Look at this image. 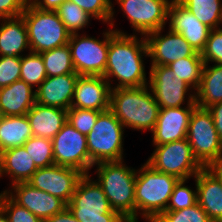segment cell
I'll return each instance as SVG.
<instances>
[{
  "label": "cell",
  "instance_id": "15",
  "mask_svg": "<svg viewBox=\"0 0 222 222\" xmlns=\"http://www.w3.org/2000/svg\"><path fill=\"white\" fill-rule=\"evenodd\" d=\"M84 174L74 168L52 165L39 168L27 181L32 187L47 192L68 204L78 181Z\"/></svg>",
  "mask_w": 222,
  "mask_h": 222
},
{
  "label": "cell",
  "instance_id": "23",
  "mask_svg": "<svg viewBox=\"0 0 222 222\" xmlns=\"http://www.w3.org/2000/svg\"><path fill=\"white\" fill-rule=\"evenodd\" d=\"M23 80L0 88V108L5 116L26 115L36 103V91Z\"/></svg>",
  "mask_w": 222,
  "mask_h": 222
},
{
  "label": "cell",
  "instance_id": "18",
  "mask_svg": "<svg viewBox=\"0 0 222 222\" xmlns=\"http://www.w3.org/2000/svg\"><path fill=\"white\" fill-rule=\"evenodd\" d=\"M111 88L103 76L80 75L75 85L71 107L106 111L110 108Z\"/></svg>",
  "mask_w": 222,
  "mask_h": 222
},
{
  "label": "cell",
  "instance_id": "10",
  "mask_svg": "<svg viewBox=\"0 0 222 222\" xmlns=\"http://www.w3.org/2000/svg\"><path fill=\"white\" fill-rule=\"evenodd\" d=\"M103 37L104 39L100 40L85 34H71L68 45L72 63L78 75H104L110 42V29L103 32Z\"/></svg>",
  "mask_w": 222,
  "mask_h": 222
},
{
  "label": "cell",
  "instance_id": "7",
  "mask_svg": "<svg viewBox=\"0 0 222 222\" xmlns=\"http://www.w3.org/2000/svg\"><path fill=\"white\" fill-rule=\"evenodd\" d=\"M124 126L108 109L100 112L92 130L87 135V147L91 161L123 160Z\"/></svg>",
  "mask_w": 222,
  "mask_h": 222
},
{
  "label": "cell",
  "instance_id": "31",
  "mask_svg": "<svg viewBox=\"0 0 222 222\" xmlns=\"http://www.w3.org/2000/svg\"><path fill=\"white\" fill-rule=\"evenodd\" d=\"M21 57L20 80L32 87H39L47 78L43 58L40 53L28 52Z\"/></svg>",
  "mask_w": 222,
  "mask_h": 222
},
{
  "label": "cell",
  "instance_id": "47",
  "mask_svg": "<svg viewBox=\"0 0 222 222\" xmlns=\"http://www.w3.org/2000/svg\"><path fill=\"white\" fill-rule=\"evenodd\" d=\"M5 114L4 112L2 111V109L0 108V122L5 118Z\"/></svg>",
  "mask_w": 222,
  "mask_h": 222
},
{
  "label": "cell",
  "instance_id": "4",
  "mask_svg": "<svg viewBox=\"0 0 222 222\" xmlns=\"http://www.w3.org/2000/svg\"><path fill=\"white\" fill-rule=\"evenodd\" d=\"M124 160L104 161L97 166V182L101 185L111 208L129 222H135V182L137 170ZM132 168V169H131Z\"/></svg>",
  "mask_w": 222,
  "mask_h": 222
},
{
  "label": "cell",
  "instance_id": "17",
  "mask_svg": "<svg viewBox=\"0 0 222 222\" xmlns=\"http://www.w3.org/2000/svg\"><path fill=\"white\" fill-rule=\"evenodd\" d=\"M168 20L169 29L181 34L196 52L201 53L204 50L211 28L201 23L178 0H172Z\"/></svg>",
  "mask_w": 222,
  "mask_h": 222
},
{
  "label": "cell",
  "instance_id": "6",
  "mask_svg": "<svg viewBox=\"0 0 222 222\" xmlns=\"http://www.w3.org/2000/svg\"><path fill=\"white\" fill-rule=\"evenodd\" d=\"M21 17L27 28L31 52L42 53L68 44L71 33L56 11L38 9L28 1Z\"/></svg>",
  "mask_w": 222,
  "mask_h": 222
},
{
  "label": "cell",
  "instance_id": "42",
  "mask_svg": "<svg viewBox=\"0 0 222 222\" xmlns=\"http://www.w3.org/2000/svg\"><path fill=\"white\" fill-rule=\"evenodd\" d=\"M207 109L213 117L214 126L218 132L220 140L222 141V102L213 104Z\"/></svg>",
  "mask_w": 222,
  "mask_h": 222
},
{
  "label": "cell",
  "instance_id": "48",
  "mask_svg": "<svg viewBox=\"0 0 222 222\" xmlns=\"http://www.w3.org/2000/svg\"><path fill=\"white\" fill-rule=\"evenodd\" d=\"M2 149H1V147H0V160H1V157H2Z\"/></svg>",
  "mask_w": 222,
  "mask_h": 222
},
{
  "label": "cell",
  "instance_id": "39",
  "mask_svg": "<svg viewBox=\"0 0 222 222\" xmlns=\"http://www.w3.org/2000/svg\"><path fill=\"white\" fill-rule=\"evenodd\" d=\"M204 64H222V26L211 29L206 46L201 52Z\"/></svg>",
  "mask_w": 222,
  "mask_h": 222
},
{
  "label": "cell",
  "instance_id": "19",
  "mask_svg": "<svg viewBox=\"0 0 222 222\" xmlns=\"http://www.w3.org/2000/svg\"><path fill=\"white\" fill-rule=\"evenodd\" d=\"M197 105L185 108H160L153 133V145H162L187 138V129L193 110Z\"/></svg>",
  "mask_w": 222,
  "mask_h": 222
},
{
  "label": "cell",
  "instance_id": "41",
  "mask_svg": "<svg viewBox=\"0 0 222 222\" xmlns=\"http://www.w3.org/2000/svg\"><path fill=\"white\" fill-rule=\"evenodd\" d=\"M29 0H0V19L19 17Z\"/></svg>",
  "mask_w": 222,
  "mask_h": 222
},
{
  "label": "cell",
  "instance_id": "9",
  "mask_svg": "<svg viewBox=\"0 0 222 222\" xmlns=\"http://www.w3.org/2000/svg\"><path fill=\"white\" fill-rule=\"evenodd\" d=\"M155 147L146 163L158 172L189 180L204 168L194 157L187 138Z\"/></svg>",
  "mask_w": 222,
  "mask_h": 222
},
{
  "label": "cell",
  "instance_id": "12",
  "mask_svg": "<svg viewBox=\"0 0 222 222\" xmlns=\"http://www.w3.org/2000/svg\"><path fill=\"white\" fill-rule=\"evenodd\" d=\"M55 165L71 167L89 174L94 166L88 153L87 136L66 122L52 139Z\"/></svg>",
  "mask_w": 222,
  "mask_h": 222
},
{
  "label": "cell",
  "instance_id": "34",
  "mask_svg": "<svg viewBox=\"0 0 222 222\" xmlns=\"http://www.w3.org/2000/svg\"><path fill=\"white\" fill-rule=\"evenodd\" d=\"M76 3L94 19L108 23L114 31V4L111 0H67Z\"/></svg>",
  "mask_w": 222,
  "mask_h": 222
},
{
  "label": "cell",
  "instance_id": "35",
  "mask_svg": "<svg viewBox=\"0 0 222 222\" xmlns=\"http://www.w3.org/2000/svg\"><path fill=\"white\" fill-rule=\"evenodd\" d=\"M154 222H213L196 203L192 207L163 212Z\"/></svg>",
  "mask_w": 222,
  "mask_h": 222
},
{
  "label": "cell",
  "instance_id": "16",
  "mask_svg": "<svg viewBox=\"0 0 222 222\" xmlns=\"http://www.w3.org/2000/svg\"><path fill=\"white\" fill-rule=\"evenodd\" d=\"M11 188V190H5V192L16 203L27 208L43 221L63 211L67 207V204L63 200L36 189L27 182L15 183Z\"/></svg>",
  "mask_w": 222,
  "mask_h": 222
},
{
  "label": "cell",
  "instance_id": "3",
  "mask_svg": "<svg viewBox=\"0 0 222 222\" xmlns=\"http://www.w3.org/2000/svg\"><path fill=\"white\" fill-rule=\"evenodd\" d=\"M178 181L177 177L158 172L146 162L140 169H137L135 182V222H138V213L146 221L154 222L165 212L174 186Z\"/></svg>",
  "mask_w": 222,
  "mask_h": 222
},
{
  "label": "cell",
  "instance_id": "2",
  "mask_svg": "<svg viewBox=\"0 0 222 222\" xmlns=\"http://www.w3.org/2000/svg\"><path fill=\"white\" fill-rule=\"evenodd\" d=\"M149 86L111 88L110 110L124 128L153 131L160 107ZM151 92V93H150Z\"/></svg>",
  "mask_w": 222,
  "mask_h": 222
},
{
  "label": "cell",
  "instance_id": "36",
  "mask_svg": "<svg viewBox=\"0 0 222 222\" xmlns=\"http://www.w3.org/2000/svg\"><path fill=\"white\" fill-rule=\"evenodd\" d=\"M0 207L4 210L9 222H44L27 208L16 203L5 191L0 193Z\"/></svg>",
  "mask_w": 222,
  "mask_h": 222
},
{
  "label": "cell",
  "instance_id": "38",
  "mask_svg": "<svg viewBox=\"0 0 222 222\" xmlns=\"http://www.w3.org/2000/svg\"><path fill=\"white\" fill-rule=\"evenodd\" d=\"M100 111L70 107L67 110V122L84 135L92 130Z\"/></svg>",
  "mask_w": 222,
  "mask_h": 222
},
{
  "label": "cell",
  "instance_id": "8",
  "mask_svg": "<svg viewBox=\"0 0 222 222\" xmlns=\"http://www.w3.org/2000/svg\"><path fill=\"white\" fill-rule=\"evenodd\" d=\"M187 139L194 157L204 168L222 163V141L208 109L197 106L193 110L187 129Z\"/></svg>",
  "mask_w": 222,
  "mask_h": 222
},
{
  "label": "cell",
  "instance_id": "24",
  "mask_svg": "<svg viewBox=\"0 0 222 222\" xmlns=\"http://www.w3.org/2000/svg\"><path fill=\"white\" fill-rule=\"evenodd\" d=\"M0 21V56L22 57L24 50L30 51L24 19L19 16Z\"/></svg>",
  "mask_w": 222,
  "mask_h": 222
},
{
  "label": "cell",
  "instance_id": "11",
  "mask_svg": "<svg viewBox=\"0 0 222 222\" xmlns=\"http://www.w3.org/2000/svg\"><path fill=\"white\" fill-rule=\"evenodd\" d=\"M148 82L149 90L160 108H179L185 100L187 105H196L193 88L185 81L179 80L168 66H151Z\"/></svg>",
  "mask_w": 222,
  "mask_h": 222
},
{
  "label": "cell",
  "instance_id": "40",
  "mask_svg": "<svg viewBox=\"0 0 222 222\" xmlns=\"http://www.w3.org/2000/svg\"><path fill=\"white\" fill-rule=\"evenodd\" d=\"M21 57L0 56V88L20 80Z\"/></svg>",
  "mask_w": 222,
  "mask_h": 222
},
{
  "label": "cell",
  "instance_id": "13",
  "mask_svg": "<svg viewBox=\"0 0 222 222\" xmlns=\"http://www.w3.org/2000/svg\"><path fill=\"white\" fill-rule=\"evenodd\" d=\"M141 37L165 27L172 0H115Z\"/></svg>",
  "mask_w": 222,
  "mask_h": 222
},
{
  "label": "cell",
  "instance_id": "26",
  "mask_svg": "<svg viewBox=\"0 0 222 222\" xmlns=\"http://www.w3.org/2000/svg\"><path fill=\"white\" fill-rule=\"evenodd\" d=\"M222 102V64L203 65L201 82L195 92V103L199 108Z\"/></svg>",
  "mask_w": 222,
  "mask_h": 222
},
{
  "label": "cell",
  "instance_id": "5",
  "mask_svg": "<svg viewBox=\"0 0 222 222\" xmlns=\"http://www.w3.org/2000/svg\"><path fill=\"white\" fill-rule=\"evenodd\" d=\"M67 207L79 222H129L111 208L101 185L91 174L80 178Z\"/></svg>",
  "mask_w": 222,
  "mask_h": 222
},
{
  "label": "cell",
  "instance_id": "33",
  "mask_svg": "<svg viewBox=\"0 0 222 222\" xmlns=\"http://www.w3.org/2000/svg\"><path fill=\"white\" fill-rule=\"evenodd\" d=\"M23 147L38 169L55 164L51 139L32 136Z\"/></svg>",
  "mask_w": 222,
  "mask_h": 222
},
{
  "label": "cell",
  "instance_id": "14",
  "mask_svg": "<svg viewBox=\"0 0 222 222\" xmlns=\"http://www.w3.org/2000/svg\"><path fill=\"white\" fill-rule=\"evenodd\" d=\"M164 28L146 34L148 57L151 58V66H168L172 62L185 57H202L192 46L182 37L168 29L166 35H162Z\"/></svg>",
  "mask_w": 222,
  "mask_h": 222
},
{
  "label": "cell",
  "instance_id": "46",
  "mask_svg": "<svg viewBox=\"0 0 222 222\" xmlns=\"http://www.w3.org/2000/svg\"><path fill=\"white\" fill-rule=\"evenodd\" d=\"M0 222H9L4 210L0 207Z\"/></svg>",
  "mask_w": 222,
  "mask_h": 222
},
{
  "label": "cell",
  "instance_id": "43",
  "mask_svg": "<svg viewBox=\"0 0 222 222\" xmlns=\"http://www.w3.org/2000/svg\"><path fill=\"white\" fill-rule=\"evenodd\" d=\"M67 0H29V2L36 8L41 10L55 11Z\"/></svg>",
  "mask_w": 222,
  "mask_h": 222
},
{
  "label": "cell",
  "instance_id": "32",
  "mask_svg": "<svg viewBox=\"0 0 222 222\" xmlns=\"http://www.w3.org/2000/svg\"><path fill=\"white\" fill-rule=\"evenodd\" d=\"M55 11L71 34L78 33L79 30L85 28L90 22V18H93L76 3L70 1H65Z\"/></svg>",
  "mask_w": 222,
  "mask_h": 222
},
{
  "label": "cell",
  "instance_id": "28",
  "mask_svg": "<svg viewBox=\"0 0 222 222\" xmlns=\"http://www.w3.org/2000/svg\"><path fill=\"white\" fill-rule=\"evenodd\" d=\"M201 23L211 29L222 25V0H178ZM221 24V25H220Z\"/></svg>",
  "mask_w": 222,
  "mask_h": 222
},
{
  "label": "cell",
  "instance_id": "44",
  "mask_svg": "<svg viewBox=\"0 0 222 222\" xmlns=\"http://www.w3.org/2000/svg\"><path fill=\"white\" fill-rule=\"evenodd\" d=\"M44 222H79L66 207L63 211L47 218Z\"/></svg>",
  "mask_w": 222,
  "mask_h": 222
},
{
  "label": "cell",
  "instance_id": "25",
  "mask_svg": "<svg viewBox=\"0 0 222 222\" xmlns=\"http://www.w3.org/2000/svg\"><path fill=\"white\" fill-rule=\"evenodd\" d=\"M37 167L23 146L10 148L2 152L0 160V178L3 174L12 179V185L27 182L37 171Z\"/></svg>",
  "mask_w": 222,
  "mask_h": 222
},
{
  "label": "cell",
  "instance_id": "21",
  "mask_svg": "<svg viewBox=\"0 0 222 222\" xmlns=\"http://www.w3.org/2000/svg\"><path fill=\"white\" fill-rule=\"evenodd\" d=\"M197 203L213 222H222V187L219 180L203 168L194 177Z\"/></svg>",
  "mask_w": 222,
  "mask_h": 222
},
{
  "label": "cell",
  "instance_id": "27",
  "mask_svg": "<svg viewBox=\"0 0 222 222\" xmlns=\"http://www.w3.org/2000/svg\"><path fill=\"white\" fill-rule=\"evenodd\" d=\"M33 136L26 115L6 116L0 122V147L2 151L23 146Z\"/></svg>",
  "mask_w": 222,
  "mask_h": 222
},
{
  "label": "cell",
  "instance_id": "20",
  "mask_svg": "<svg viewBox=\"0 0 222 222\" xmlns=\"http://www.w3.org/2000/svg\"><path fill=\"white\" fill-rule=\"evenodd\" d=\"M79 76L77 73H67L47 77L35 90L36 103L68 110L71 107L75 85Z\"/></svg>",
  "mask_w": 222,
  "mask_h": 222
},
{
  "label": "cell",
  "instance_id": "30",
  "mask_svg": "<svg viewBox=\"0 0 222 222\" xmlns=\"http://www.w3.org/2000/svg\"><path fill=\"white\" fill-rule=\"evenodd\" d=\"M203 65L202 57H185L172 62L168 67L179 77V80L190 85L195 93L201 82Z\"/></svg>",
  "mask_w": 222,
  "mask_h": 222
},
{
  "label": "cell",
  "instance_id": "29",
  "mask_svg": "<svg viewBox=\"0 0 222 222\" xmlns=\"http://www.w3.org/2000/svg\"><path fill=\"white\" fill-rule=\"evenodd\" d=\"M40 54L44 61L47 77L76 73L68 44Z\"/></svg>",
  "mask_w": 222,
  "mask_h": 222
},
{
  "label": "cell",
  "instance_id": "1",
  "mask_svg": "<svg viewBox=\"0 0 222 222\" xmlns=\"http://www.w3.org/2000/svg\"><path fill=\"white\" fill-rule=\"evenodd\" d=\"M136 34L128 35L121 30L110 29V42L106 69L103 77L112 86V78L118 83L113 88L147 86L143 56L148 57L146 39ZM143 54V55H142Z\"/></svg>",
  "mask_w": 222,
  "mask_h": 222
},
{
  "label": "cell",
  "instance_id": "37",
  "mask_svg": "<svg viewBox=\"0 0 222 222\" xmlns=\"http://www.w3.org/2000/svg\"><path fill=\"white\" fill-rule=\"evenodd\" d=\"M186 182L187 180H179L174 186L166 211L189 208L197 203V189L193 191L185 186Z\"/></svg>",
  "mask_w": 222,
  "mask_h": 222
},
{
  "label": "cell",
  "instance_id": "22",
  "mask_svg": "<svg viewBox=\"0 0 222 222\" xmlns=\"http://www.w3.org/2000/svg\"><path fill=\"white\" fill-rule=\"evenodd\" d=\"M33 136L53 139L67 122V110L35 103L26 114Z\"/></svg>",
  "mask_w": 222,
  "mask_h": 222
},
{
  "label": "cell",
  "instance_id": "45",
  "mask_svg": "<svg viewBox=\"0 0 222 222\" xmlns=\"http://www.w3.org/2000/svg\"><path fill=\"white\" fill-rule=\"evenodd\" d=\"M206 168L219 180L222 187V163H215Z\"/></svg>",
  "mask_w": 222,
  "mask_h": 222
}]
</instances>
